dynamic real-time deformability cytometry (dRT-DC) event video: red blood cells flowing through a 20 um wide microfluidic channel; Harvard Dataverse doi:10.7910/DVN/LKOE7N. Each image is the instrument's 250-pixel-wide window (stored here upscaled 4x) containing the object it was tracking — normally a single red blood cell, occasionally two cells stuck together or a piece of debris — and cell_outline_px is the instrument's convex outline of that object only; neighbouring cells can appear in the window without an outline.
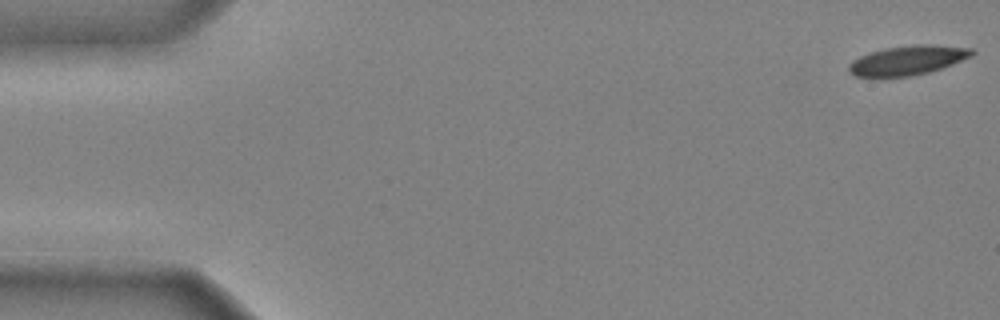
{"species": "common noctule bat (a hibernating species)", "species_latin": "Nyctalus noctula", "temperature_condition": "cold", "stored_images_in_passage": 44, "camera_frame_rate_fps": 3000, "um_per_image_px": 0.085, "animal": {"sex": "male", "body_mass_g": 20.4}, "frame": {"image": 1, "passage_image": 1, "time_ms": 0.0, "image_size_px": [1000, 320], "cell_outline_px": [[976, 52], [972, 56], [952, 64], [928, 72], [908, 76], [876, 80], [856, 76], [848, 72], [848, 64], [852, 60], [860, 56], [884, 48], [916, 44], [924, 44], [972, 48]], "centroid_in_image_um": [77.06, 5.16], "position_along_channel_um": 7.9, "area_um2": 21.56}}
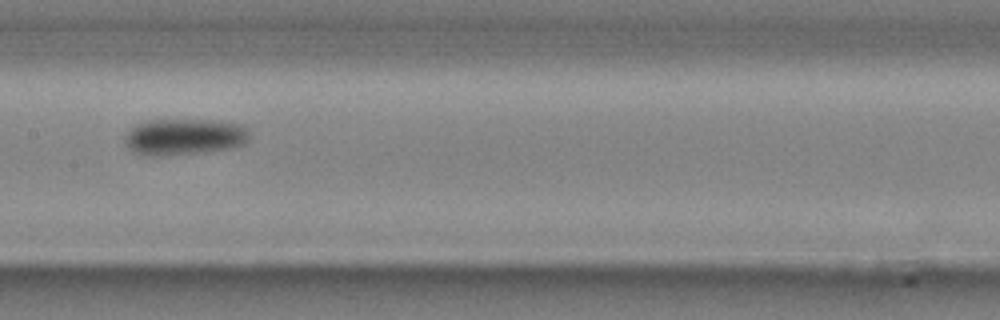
{"frame": {"image": 2, "passage_image": 25, "time_ms": 8.0, "image_size_px": [1000, 320], "cell_outline_px": [[248, 140], [244, 144], [232, 148], [208, 152], [160, 156], [148, 156], [136, 152], [128, 148], [124, 140], [124, 132], [136, 124], [144, 120], [216, 120], [244, 124], [248, 128]], "centroid_in_image_um": [15.66, 11.62], "position_along_channel_um": 191.7, "area_um2": 26.99}}
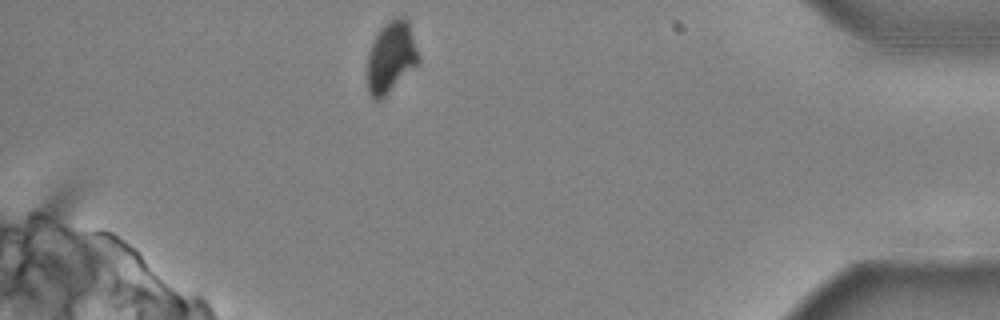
{"frame": {"image": 3, "passage_image": 44, "time_ms": 14.333, "image_size_px": [1000, 320], "cell_outline_px": [[420, 60], [380, 100], [372, 100], [368, 92], [368, 52], [380, 28], [388, 20], [400, 16], [408, 20]], "centroid_in_image_um": [33.21, 4.83], "position_along_channel_um": 402.0, "area_um2": 20.75}, "authors_computed_cell_mechanics": {"area_um2": 23.6691, "velocity_mm_per_s": 3.9496, "shape_relaxation_time_tau1_ms": 2.5711, "shape_relaxation_time_tau2_ms": null, "deformation_change_tau1": 0.1033, "deformation_change_tau2": null}}